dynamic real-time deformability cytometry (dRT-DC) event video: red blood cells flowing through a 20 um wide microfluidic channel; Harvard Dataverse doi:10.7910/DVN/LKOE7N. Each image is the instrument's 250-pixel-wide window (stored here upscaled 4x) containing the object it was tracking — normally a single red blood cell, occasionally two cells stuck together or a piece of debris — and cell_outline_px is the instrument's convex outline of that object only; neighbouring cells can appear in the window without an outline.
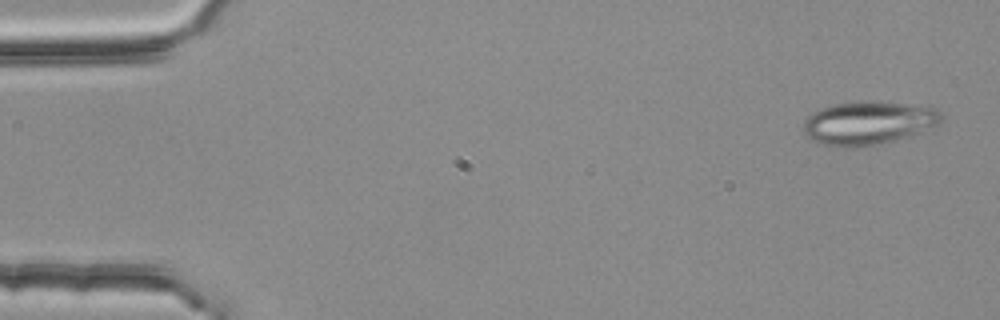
{"species": "common noctule bat (a hibernating species)", "species_latin": "Nyctalus noctula", "temperature_condition": "room temperature", "stored_images_in_passage": 4, "camera_frame_rate_fps": 3000, "um_per_image_px": 0.085, "animal": {"sex": "female", "body_mass_g": 25.1}, "frame": {"image": 1, "passage_image": 1, "time_ms": 0.0, "image_size_px": [1000, 320], "cell_outline_px": [[944, 116], [936, 124], [916, 132], [892, 140], [876, 144], [856, 148], [840, 148], [820, 144], [812, 140], [804, 132], [804, 120], [812, 112], [836, 104], [872, 100], [928, 104], [936, 108]], "centroid_in_image_um": [73.81, 10.42], "position_along_channel_um": 11.2, "area_um2": 34.97}}